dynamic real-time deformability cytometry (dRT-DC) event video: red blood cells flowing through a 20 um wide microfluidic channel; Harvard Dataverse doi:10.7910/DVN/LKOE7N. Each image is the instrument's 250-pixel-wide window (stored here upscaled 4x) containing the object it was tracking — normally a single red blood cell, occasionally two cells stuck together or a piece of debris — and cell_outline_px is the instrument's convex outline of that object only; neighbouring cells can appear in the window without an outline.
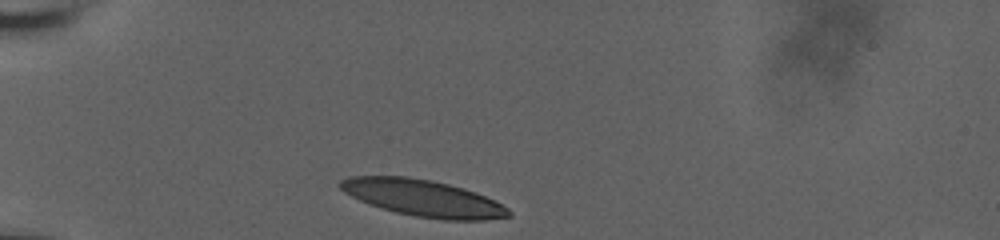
{"species": "human", "species_latin": "Homo sapiens", "temperature_condition": "room temperature", "stored_images_in_passage": 33, "camera_frame_rate_fps": 3000, "um_per_image_px": 0.085, "donor": {"sex": "male"}, "frame": {"image": 1, "passage_image": 1, "time_ms": 0.0, "image_size_px": [1000, 240], "cell_outline_px": [[512, 216], [484, 220], [444, 220], [416, 216], [396, 212], [380, 208], [368, 204], [344, 192], [336, 184], [340, 180], [348, 176], [408, 176], [432, 180], [464, 188], [476, 192], [496, 200], [508, 208], [512, 212]], "centroid_in_image_um": [35.97, 16.83], "position_along_channel_um": 49.0, "area_um2": 36.24}}
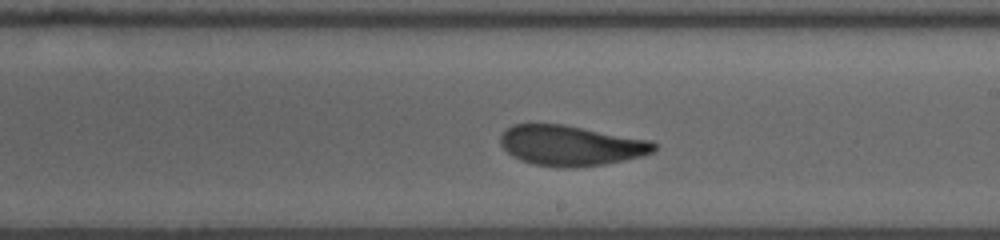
{"frame": {"image": 2, "passage_image": 19, "time_ms": 6.0, "image_size_px": [1000, 240], "cell_outline_px": [[660, 144], [652, 152], [644, 156], [604, 164], [576, 168], [556, 168], [532, 164], [520, 160], [512, 156], [500, 144], [500, 136], [512, 124], [564, 124], [652, 140]], "centroid_in_image_um": [48.56, 12.38], "position_along_channel_um": 240.4, "area_um2": 36.53}}
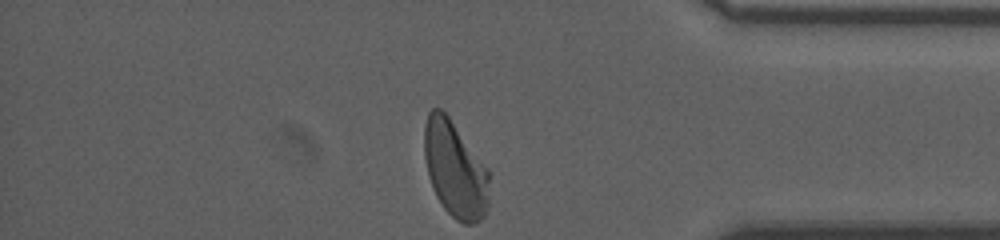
{"frame": {"image": 3, "passage_image": 33, "time_ms": 10.667, "image_size_px": [1000, 240], "cell_outline_px": [[488, 204], [484, 216], [476, 224], [464, 224], [456, 220], [444, 208], [436, 196], [432, 188], [428, 176], [424, 156], [424, 124], [428, 112], [432, 108], [440, 108], [448, 116], [488, 168]], "centroid_in_image_um": [38.66, 14.4], "position_along_channel_um": 396.5, "area_um2": 36.53}, "authors_computed_cell_mechanics": {"area_um2": 36.5296, "velocity_mm_per_s": 3.7266, "shape_relaxation_time_tau1_ms": 4.3772, "shape_relaxation_time_tau2_ms": 1.2745, "deformation_change_tau1": 0.1732, "deformation_change_tau2": 0.0815}}